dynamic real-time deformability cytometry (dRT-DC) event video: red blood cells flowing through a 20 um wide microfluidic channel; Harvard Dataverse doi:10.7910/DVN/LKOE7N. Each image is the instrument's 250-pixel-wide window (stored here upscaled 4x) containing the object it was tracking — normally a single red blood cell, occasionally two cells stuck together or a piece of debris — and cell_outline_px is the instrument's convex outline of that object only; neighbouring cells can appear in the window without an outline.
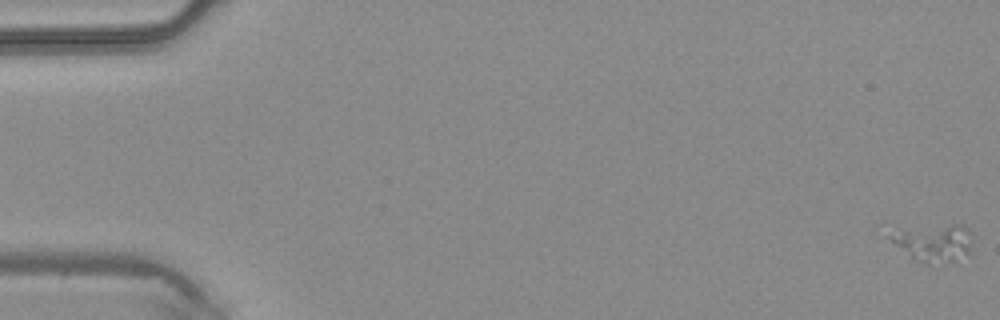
{"species": "common noctule bat (a hibernating species)", "species_latin": "Nyctalus noctula", "temperature_condition": "warm", "stored_images_in_passage": 48, "camera_frame_rate_fps": 3000, "um_per_image_px": 0.085, "animal": {"sex": "male", "body_mass_g": 20.4}, "frame": {"image": 1, "passage_image": 1, "time_ms": 0.0, "image_size_px": [1000, 320], "cell_outline_px": [[972, 232], [968, 256], [936, 268], [916, 260], [896, 244], [888, 236], [888, 232], [952, 224], [964, 224]], "centroid_in_image_um": [79.47, 20.69], "position_along_channel_um": 5.5, "area_um2": 18.03}}
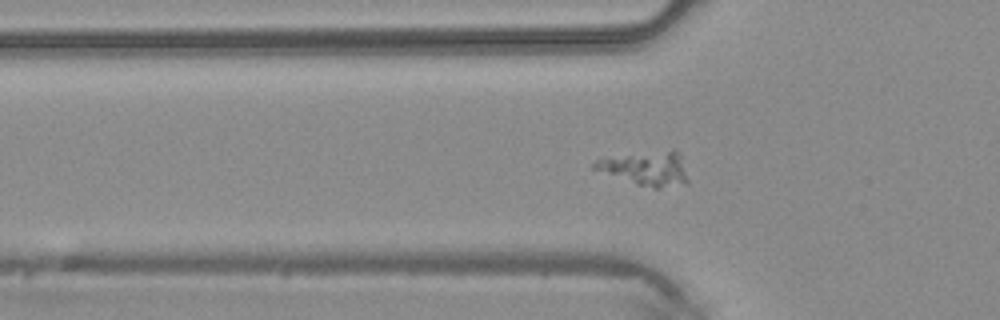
{"frame": {"image": 2, "passage_image": 16, "time_ms": 5.0, "image_size_px": [1000, 320], "cell_outline_px": [[688, 184], [660, 188], [656, 188], [636, 184], [592, 168], [592, 164], [600, 156], [672, 148], [676, 148], [680, 152], [688, 180]], "centroid_in_image_um": [54.91, 14.25], "position_along_channel_um": 70.9, "area_um2": 19.36}}
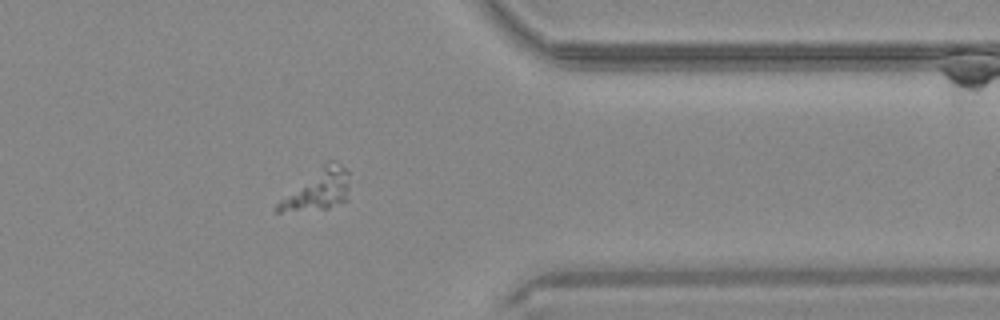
{"frame": {"image": 3, "passage_image": 38, "time_ms": 12.333, "image_size_px": [1000, 320], "cell_outline_px": [[348, 200], [328, 208], [280, 212], [276, 212], [276, 204], [280, 200], [324, 160], [336, 160], [348, 172]], "centroid_in_image_um": [27.03, 16.09], "position_along_channel_um": 384.4, "area_um2": 17.11}}